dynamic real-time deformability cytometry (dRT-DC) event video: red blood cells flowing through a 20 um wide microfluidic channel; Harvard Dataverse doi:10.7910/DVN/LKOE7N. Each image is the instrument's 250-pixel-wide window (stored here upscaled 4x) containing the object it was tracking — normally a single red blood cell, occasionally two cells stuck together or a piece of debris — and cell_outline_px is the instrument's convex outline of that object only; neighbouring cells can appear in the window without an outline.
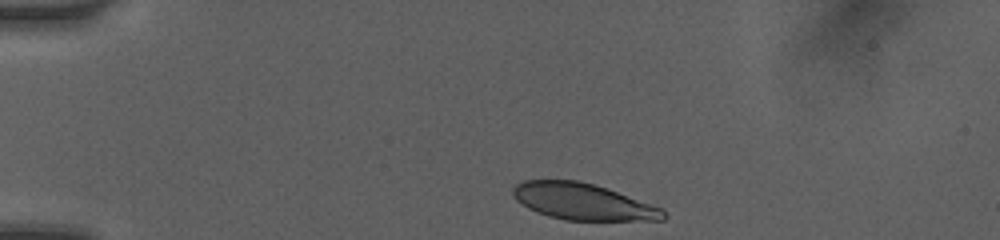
{"species": "human", "species_latin": "Homo sapiens", "temperature_condition": "room temperature", "stored_images_in_passage": 6, "camera_frame_rate_fps": 3000, "um_per_image_px": 0.085, "donor": {"sex": "female"}, "frame": {"image": 1, "passage_image": 1, "time_ms": 0.0, "image_size_px": [1000, 240], "cell_outline_px": [[668, 216], [664, 220], [564, 220], [548, 216], [528, 208], [516, 200], [512, 196], [512, 188], [516, 184], [524, 180], [580, 180], [608, 188], [660, 208]], "centroid_in_image_um": [49.5, 17.13], "position_along_channel_um": 35.5, "area_um2": 31.91}}
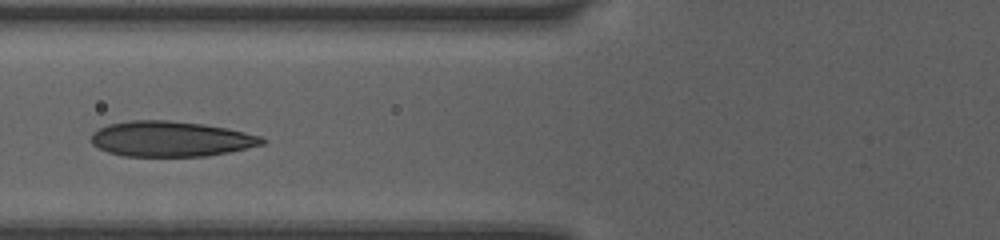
{"frame": {"image": 2, "passage_image": 4, "time_ms": 3.333, "image_size_px": [1000, 240], "cell_outline_px": [[264, 144], [228, 152], [204, 156], [124, 156], [108, 152], [92, 144], [88, 140], [92, 132], [108, 124], [132, 120], [168, 120], [204, 124], [228, 128], [264, 136]], "centroid_in_image_um": [14.5, 11.8], "position_along_channel_um": 111.3, "area_um2": 35.37}}
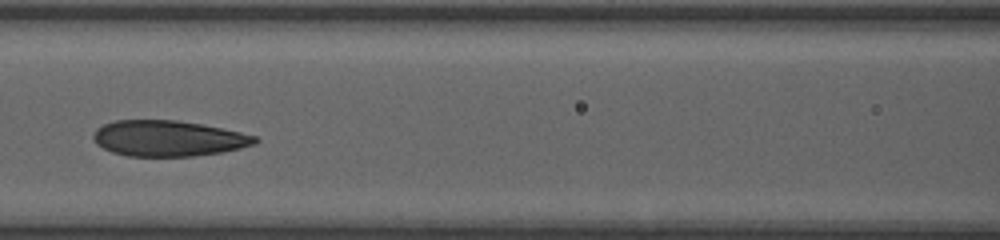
{"frame": {"image": 3, "passage_image": 5, "time_ms": 4.333, "image_size_px": [1000, 240], "cell_outline_px": [[260, 140], [256, 144], [240, 148], [220, 152], [192, 156], [128, 156], [112, 152], [96, 144], [92, 136], [96, 128], [104, 124], [116, 120], [176, 120], [200, 124], [240, 132], [256, 136]], "centroid_in_image_um": [14.28, 11.76], "position_along_channel_um": 152.3, "area_um2": 33.58}}